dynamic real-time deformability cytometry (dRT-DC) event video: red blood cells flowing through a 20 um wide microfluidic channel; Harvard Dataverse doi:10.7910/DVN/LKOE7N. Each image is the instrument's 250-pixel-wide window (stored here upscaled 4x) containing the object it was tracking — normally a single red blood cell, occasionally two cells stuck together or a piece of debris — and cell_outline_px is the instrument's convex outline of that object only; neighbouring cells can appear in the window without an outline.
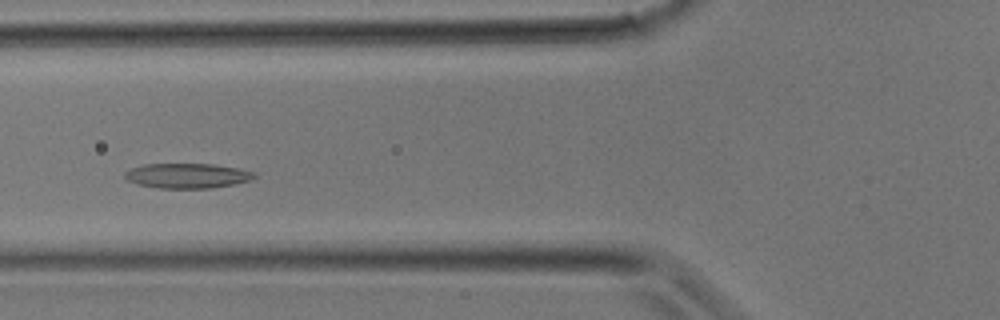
{"species": "common noctule bat (a hibernating species)", "species_latin": "Nyctalus noctula", "temperature_condition": "room temperature", "stored_images_in_passage": 22, "camera_frame_rate_fps": 3000, "um_per_image_px": 0.085, "animal": {"sex": "male", "body_mass_g": 17.9}, "frame": {"image": 1, "passage_image": 3, "time_ms": 0.667, "image_size_px": [1000, 320], "cell_outline_px": [[256, 176], [252, 180], [236, 184], [212, 188], [160, 188], [136, 184], [128, 180], [124, 176], [124, 172], [132, 168], [144, 164], [212, 164], [236, 168], [256, 172]], "centroid_in_image_um": [15.94, 14.94], "position_along_channel_um": 109.9, "area_um2": 18.84}}
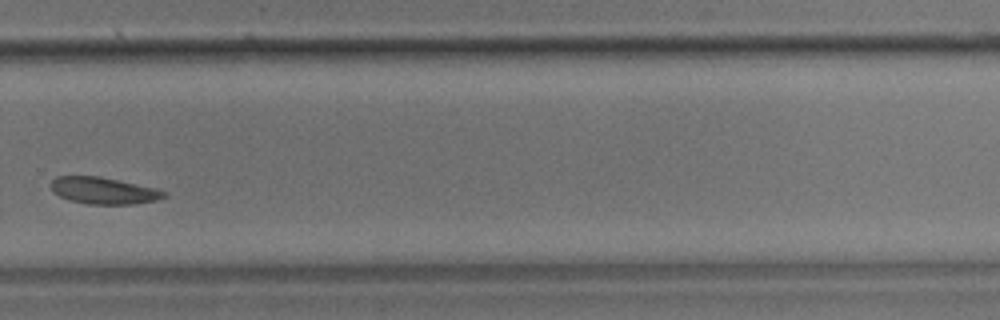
{"frame": {"image": 2, "passage_image": 13, "time_ms": 4.0, "image_size_px": [1000, 320], "cell_outline_px": [[168, 196], [156, 200], [132, 204], [88, 204], [68, 200], [60, 196], [48, 184], [56, 176], [100, 176], [152, 188], [168, 192]], "centroid_in_image_um": [8.78, 16.2], "position_along_channel_um": 321.0, "area_um2": 17.46}}
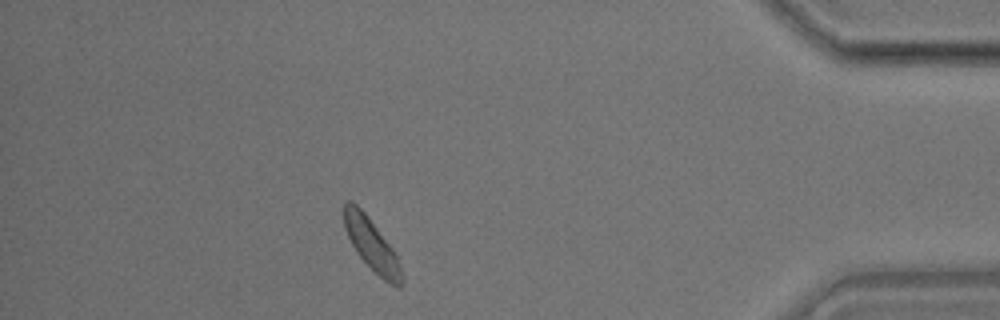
{"frame": {"image": 3, "passage_image": 19, "time_ms": 6.0, "image_size_px": [1000, 320], "cell_outline_px": [[404, 280], [400, 288], [396, 288], [384, 280], [356, 252], [344, 228], [344, 204], [348, 200], [352, 200], [368, 216], [392, 248], [396, 256], [404, 276]], "centroid_in_image_um": [31.6, 20.81], "position_along_channel_um": 403.6, "area_um2": 17.22}}